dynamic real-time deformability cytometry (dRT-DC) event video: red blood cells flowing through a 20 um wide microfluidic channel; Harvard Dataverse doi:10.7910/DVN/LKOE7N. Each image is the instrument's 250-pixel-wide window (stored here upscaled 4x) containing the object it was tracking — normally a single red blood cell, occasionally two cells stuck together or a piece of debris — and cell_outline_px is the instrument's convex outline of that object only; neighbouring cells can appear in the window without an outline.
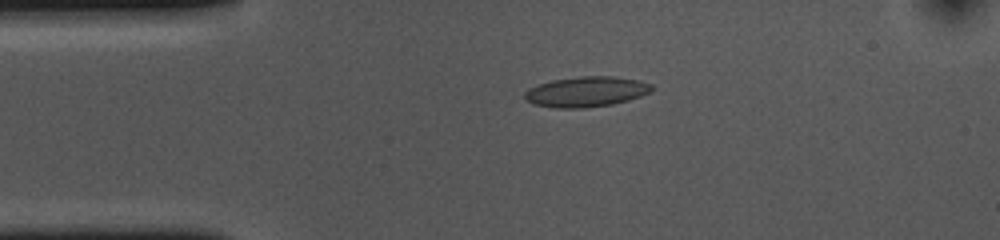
{"species": "common noctule bat (a hibernating species)", "species_latin": "Nyctalus noctula", "temperature_condition": "cold", "stored_images_in_passage": 53, "camera_frame_rate_fps": 3000, "um_per_image_px": 0.085, "animal": {"sex": "female", "body_mass_g": 10.0, "forearm_length_mm": 53.1}, "frame": {"image": 1, "passage_image": 10, "time_ms": 3.0, "image_size_px": [1000, 240], "cell_outline_px": [[652, 92], [628, 100], [612, 104], [584, 108], [552, 108], [536, 104], [524, 100], [524, 92], [528, 88], [552, 80], [580, 76], [612, 76], [636, 80], [652, 84]], "centroid_in_image_um": [49.8, 7.8], "position_along_channel_um": 35.2, "area_um2": 22.43}}
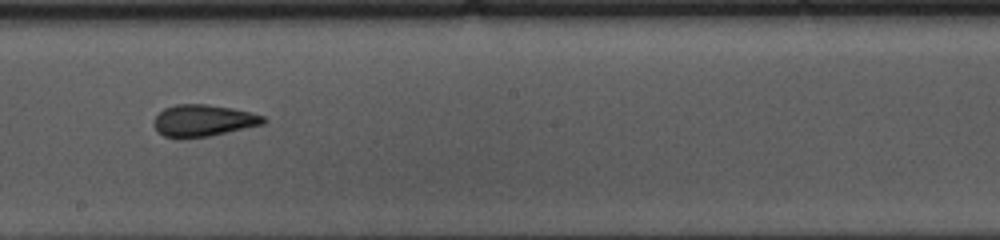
{"frame": {"image": 2, "passage_image": 28, "time_ms": 9.0, "image_size_px": [1000, 240], "cell_outline_px": [[268, 120], [264, 124], [208, 136], [180, 140], [164, 136], [156, 132], [152, 124], [156, 116], [164, 108], [176, 104], [208, 104], [232, 108], [264, 116]], "centroid_in_image_um": [17.22, 10.26], "position_along_channel_um": 231.0, "area_um2": 20.58}}
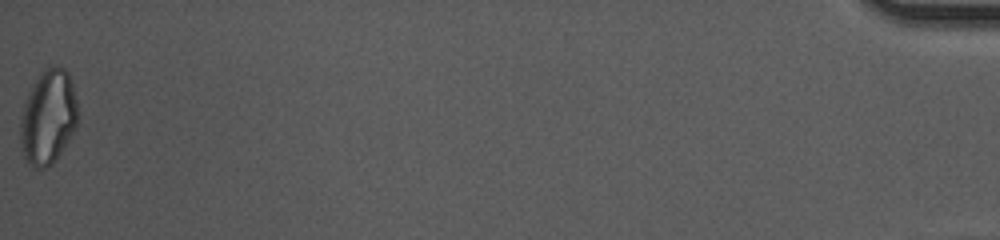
{"frame": {"image": 3, "passage_image": 53, "time_ms": 17.333, "image_size_px": [1000, 240], "cell_outline_px": [[76, 124], [64, 148], [52, 164], [48, 168], [36, 168], [24, 160], [20, 144], [20, 116], [28, 92], [40, 72], [44, 68], [60, 64], [68, 72], [72, 84], [76, 100]], "centroid_in_image_um": [4.05, 9.95], "position_along_channel_um": 431.1, "area_um2": 31.67}, "authors_computed_cell_mechanics": {"area_um2": 20.808, "velocity_mm_per_s": 3.673, "shape_relaxation_time_tau1_ms": 8.0203, "shape_relaxation_time_tau2_ms": 2.4405, "deformation_change_tau1": 0.1733, "deformation_change_tau2": 0.0998}}